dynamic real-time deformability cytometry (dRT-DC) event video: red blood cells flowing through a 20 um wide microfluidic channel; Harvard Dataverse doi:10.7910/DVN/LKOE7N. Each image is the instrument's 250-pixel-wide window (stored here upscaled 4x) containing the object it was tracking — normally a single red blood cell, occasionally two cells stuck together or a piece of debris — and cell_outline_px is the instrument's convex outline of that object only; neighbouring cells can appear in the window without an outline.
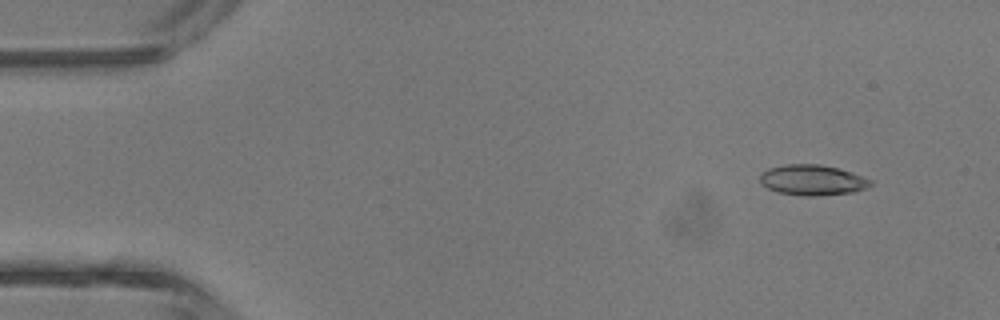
{"species": "common noctule bat (a hibernating species)", "species_latin": "Nyctalus noctula", "temperature_condition": "room temperature", "stored_images_in_passage": 3, "camera_frame_rate_fps": 3000, "um_per_image_px": 0.085, "animal": {"sex": "male", "body_mass_g": 13.3}, "frame": {"image": 1, "passage_image": 1, "time_ms": 0.0, "image_size_px": [1000, 320], "cell_outline_px": [[872, 184], [856, 192], [816, 196], [804, 196], [780, 192], [768, 188], [760, 184], [760, 172], [768, 168], [788, 164], [820, 164], [852, 172], [872, 180]], "centroid_in_image_um": [69.04, 15.3], "position_along_channel_um": 16.0, "area_um2": 19.65}}
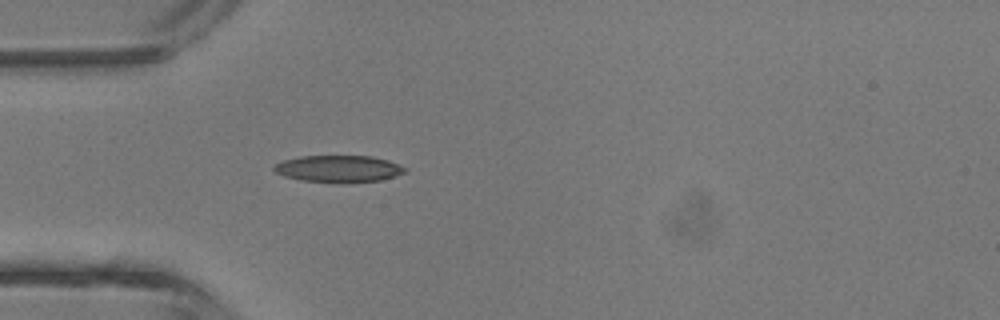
{"frame": {"image": 2, "passage_image": 3, "time_ms": 3.0, "image_size_px": [1000, 320], "cell_outline_px": [[408, 168], [404, 172], [396, 176], [380, 180], [300, 180], [284, 176], [276, 172], [272, 168], [276, 164], [284, 160], [300, 156], [372, 156], [388, 160]], "centroid_in_image_um": [28.78, 14.3], "position_along_channel_um": 56.2, "area_um2": 19.59}}